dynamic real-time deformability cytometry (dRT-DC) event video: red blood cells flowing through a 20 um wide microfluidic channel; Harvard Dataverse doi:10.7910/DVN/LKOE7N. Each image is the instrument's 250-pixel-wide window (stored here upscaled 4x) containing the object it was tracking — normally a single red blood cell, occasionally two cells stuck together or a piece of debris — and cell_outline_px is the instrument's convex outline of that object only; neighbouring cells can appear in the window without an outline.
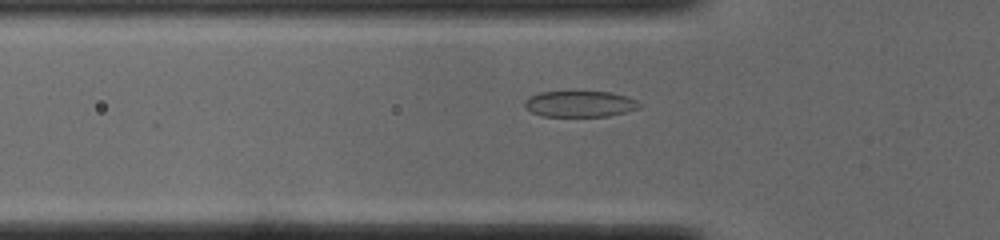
{"species": "common noctule bat (a hibernating species)", "species_latin": "Nyctalus noctula", "temperature_condition": "cold", "stored_images_in_passage": 35, "camera_frame_rate_fps": 3000, "um_per_image_px": 0.085, "animal": {"sex": "male", "body_mass_g": 19.0, "forearm_length_mm": 50.8}, "frame": {"image": 1, "passage_image": 2, "time_ms": 0.333, "image_size_px": [1000, 240], "cell_outline_px": [[640, 108], [608, 116], [544, 116], [532, 112], [524, 108], [524, 100], [528, 96], [540, 92], [612, 92], [628, 96], [636, 100], [640, 104]], "centroid_in_image_um": [49.27, 8.83], "position_along_channel_um": 76.5, "area_um2": 17.46}}
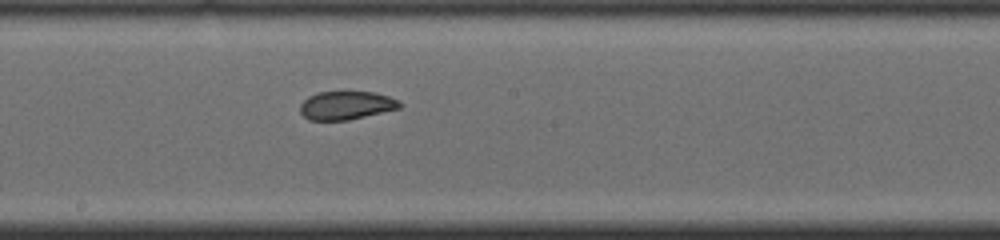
{"frame": {"image": 2, "passage_image": 13, "time_ms": 4.0, "image_size_px": [1000, 240], "cell_outline_px": [[404, 104], [400, 108], [348, 120], [308, 120], [300, 112], [300, 104], [308, 96], [320, 92], [376, 92], [400, 100]], "centroid_in_image_um": [29.45, 8.95], "position_along_channel_um": 218.7, "area_um2": 16.53}}
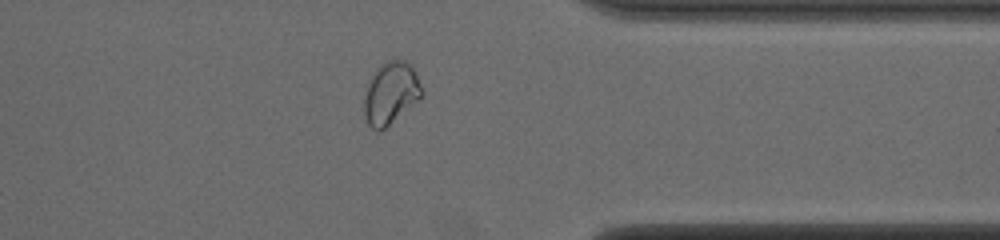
{"frame": {"image": 3, "passage_image": 26, "time_ms": 8.333, "image_size_px": [1000, 240], "cell_outline_px": [[424, 96], [420, 100], [380, 132], [372, 128], [368, 124], [364, 116], [364, 100], [368, 84], [372, 72], [380, 64], [388, 60], [404, 60], [412, 64], [424, 92]], "centroid_in_image_um": [33.24, 7.91], "position_along_channel_um": 378.2, "area_um2": 21.27}, "authors_computed_cell_mechanics": {"area_um2": 17.34, "velocity_mm_per_s": 3.8847, "shape_relaxation_time_tau1_ms": 6.5515, "shape_relaxation_time_tau2_ms": 1.1703, "deformation_change_tau1": 0.172, "deformation_change_tau2": 0.0613}}